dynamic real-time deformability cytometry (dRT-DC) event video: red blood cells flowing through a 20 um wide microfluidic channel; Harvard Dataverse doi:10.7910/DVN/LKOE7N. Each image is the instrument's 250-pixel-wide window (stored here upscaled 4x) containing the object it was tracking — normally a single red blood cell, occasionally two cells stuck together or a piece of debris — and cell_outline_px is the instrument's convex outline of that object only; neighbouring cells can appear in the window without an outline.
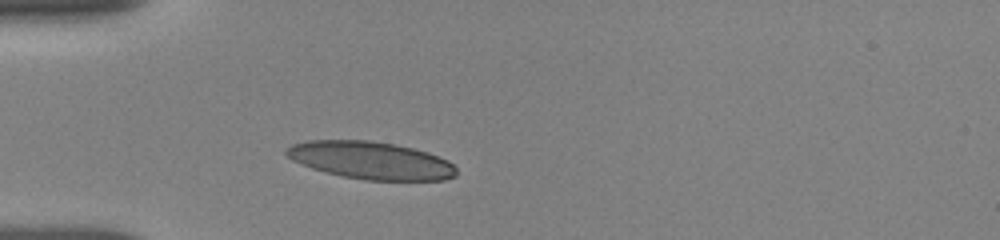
{"species": "human", "species_latin": "Homo sapiens", "temperature_condition": "room temperature", "stored_images_in_passage": 5, "camera_frame_rate_fps": 3000, "um_per_image_px": 0.085, "donor": {"sex": "female"}, "frame": {"image": 1, "passage_image": 3, "time_ms": 1.667, "image_size_px": [1000, 240], "cell_outline_px": [[456, 176], [444, 180], [364, 180], [344, 176], [312, 168], [292, 160], [284, 152], [284, 148], [292, 144], [308, 140], [368, 140], [396, 144], [428, 152], [448, 160], [456, 168]], "centroid_in_image_um": [31.52, 13.62], "position_along_channel_um": 53.5, "area_um2": 37.17}}
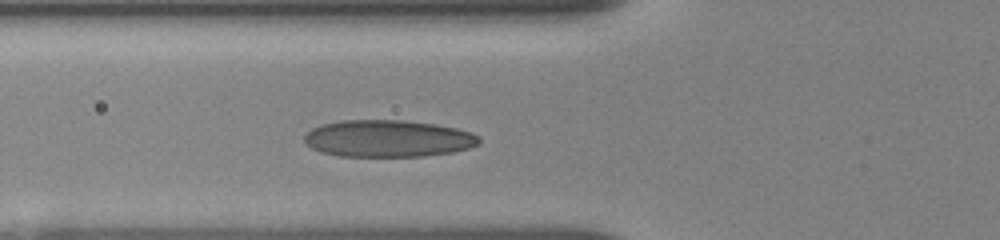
{"frame": {"image": 2, "passage_image": 5, "time_ms": 3.0, "image_size_px": [1000, 240], "cell_outline_px": [[480, 144], [468, 148], [452, 152], [424, 156], [340, 156], [320, 152], [312, 148], [304, 140], [304, 136], [312, 128], [324, 124], [340, 120], [404, 120], [436, 124], [456, 128], [472, 132], [480, 136]], "centroid_in_image_um": [33.01, 11.77], "position_along_channel_um": 92.8, "area_um2": 37.74}}